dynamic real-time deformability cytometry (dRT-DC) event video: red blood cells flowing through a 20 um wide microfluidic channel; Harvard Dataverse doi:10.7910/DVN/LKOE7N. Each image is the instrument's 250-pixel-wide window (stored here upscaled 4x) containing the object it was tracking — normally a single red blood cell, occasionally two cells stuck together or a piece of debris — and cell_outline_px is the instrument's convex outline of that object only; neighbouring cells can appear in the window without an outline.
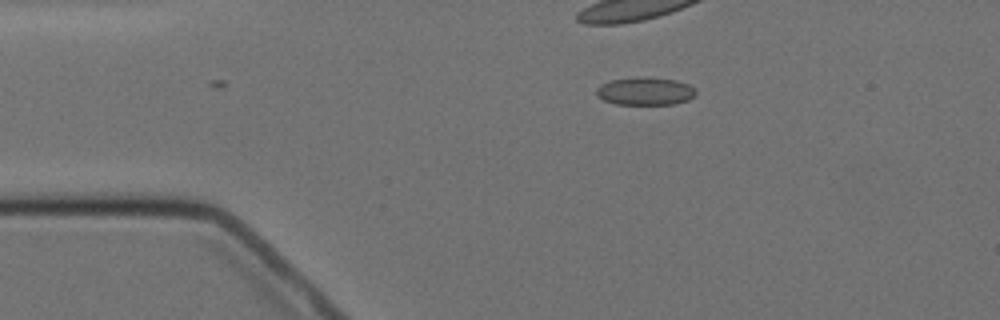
{"species": "Egyptian fruit bat (a non-hibernating species)", "species_latin": "Rousettus aegyptiacus", "temperature_condition": "cold", "stored_images_in_passage": 5, "camera_frame_rate_fps": 3000, "um_per_image_px": 0.085, "animal": {"sex": "female"}, "frame": {"image": 1, "passage_image": 2, "time_ms": 1.333, "image_size_px": [1000, 320], "cell_outline_px": [[696, 96], [688, 100], [672, 104], [616, 104], [604, 100], [596, 96], [596, 88], [600, 84], [612, 80], [676, 80], [688, 84], [696, 92]], "centroid_in_image_um": [54.83, 7.81], "position_along_channel_um": 30.2, "area_um2": 15.26}}